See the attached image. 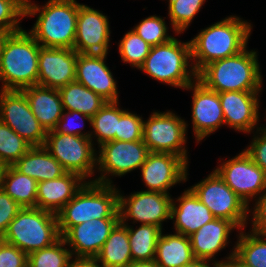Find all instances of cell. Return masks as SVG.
Returning a JSON list of instances; mask_svg holds the SVG:
<instances>
[{
	"label": "cell",
	"mask_w": 266,
	"mask_h": 267,
	"mask_svg": "<svg viewBox=\"0 0 266 267\" xmlns=\"http://www.w3.org/2000/svg\"><path fill=\"white\" fill-rule=\"evenodd\" d=\"M188 164L171 153L149 152L141 166V177L147 191L169 194L168 190L177 183L187 180Z\"/></svg>",
	"instance_id": "9a60e30c"
},
{
	"label": "cell",
	"mask_w": 266,
	"mask_h": 267,
	"mask_svg": "<svg viewBox=\"0 0 266 267\" xmlns=\"http://www.w3.org/2000/svg\"><path fill=\"white\" fill-rule=\"evenodd\" d=\"M79 6L76 0H49L42 7L25 0V16L39 13L29 33L42 47L74 49Z\"/></svg>",
	"instance_id": "7a4b0ae2"
},
{
	"label": "cell",
	"mask_w": 266,
	"mask_h": 267,
	"mask_svg": "<svg viewBox=\"0 0 266 267\" xmlns=\"http://www.w3.org/2000/svg\"><path fill=\"white\" fill-rule=\"evenodd\" d=\"M172 198L169 194L155 191L134 192L127 198L119 193V218L126 224L128 218L133 222L153 224L162 229L164 220H171Z\"/></svg>",
	"instance_id": "5bb4252c"
},
{
	"label": "cell",
	"mask_w": 266,
	"mask_h": 267,
	"mask_svg": "<svg viewBox=\"0 0 266 267\" xmlns=\"http://www.w3.org/2000/svg\"><path fill=\"white\" fill-rule=\"evenodd\" d=\"M0 267H28V254L0 239Z\"/></svg>",
	"instance_id": "60d3db41"
},
{
	"label": "cell",
	"mask_w": 266,
	"mask_h": 267,
	"mask_svg": "<svg viewBox=\"0 0 266 267\" xmlns=\"http://www.w3.org/2000/svg\"><path fill=\"white\" fill-rule=\"evenodd\" d=\"M251 24L236 16L201 30L191 43V63L198 73L208 63L234 56L247 48Z\"/></svg>",
	"instance_id": "6da1fadb"
},
{
	"label": "cell",
	"mask_w": 266,
	"mask_h": 267,
	"mask_svg": "<svg viewBox=\"0 0 266 267\" xmlns=\"http://www.w3.org/2000/svg\"><path fill=\"white\" fill-rule=\"evenodd\" d=\"M22 91L29 101L32 113L46 132L54 130L64 111L59 90L33 85Z\"/></svg>",
	"instance_id": "d4e9b609"
},
{
	"label": "cell",
	"mask_w": 266,
	"mask_h": 267,
	"mask_svg": "<svg viewBox=\"0 0 266 267\" xmlns=\"http://www.w3.org/2000/svg\"><path fill=\"white\" fill-rule=\"evenodd\" d=\"M110 28L107 16L80 4L74 50L79 54H108Z\"/></svg>",
	"instance_id": "2e32d148"
},
{
	"label": "cell",
	"mask_w": 266,
	"mask_h": 267,
	"mask_svg": "<svg viewBox=\"0 0 266 267\" xmlns=\"http://www.w3.org/2000/svg\"><path fill=\"white\" fill-rule=\"evenodd\" d=\"M151 45L144 41L133 30L127 32L119 43V53L122 61L140 68L149 55Z\"/></svg>",
	"instance_id": "8d00e7d4"
},
{
	"label": "cell",
	"mask_w": 266,
	"mask_h": 267,
	"mask_svg": "<svg viewBox=\"0 0 266 267\" xmlns=\"http://www.w3.org/2000/svg\"><path fill=\"white\" fill-rule=\"evenodd\" d=\"M259 91L219 92L225 124L240 132H251L259 120Z\"/></svg>",
	"instance_id": "44dd1931"
},
{
	"label": "cell",
	"mask_w": 266,
	"mask_h": 267,
	"mask_svg": "<svg viewBox=\"0 0 266 267\" xmlns=\"http://www.w3.org/2000/svg\"><path fill=\"white\" fill-rule=\"evenodd\" d=\"M32 147L8 125L0 121V164L13 166Z\"/></svg>",
	"instance_id": "e575fe53"
},
{
	"label": "cell",
	"mask_w": 266,
	"mask_h": 267,
	"mask_svg": "<svg viewBox=\"0 0 266 267\" xmlns=\"http://www.w3.org/2000/svg\"><path fill=\"white\" fill-rule=\"evenodd\" d=\"M10 33L8 32H4L0 30V60H1V55H2V50H3V46L4 43L6 41V37L9 35Z\"/></svg>",
	"instance_id": "f907efd6"
},
{
	"label": "cell",
	"mask_w": 266,
	"mask_h": 267,
	"mask_svg": "<svg viewBox=\"0 0 266 267\" xmlns=\"http://www.w3.org/2000/svg\"><path fill=\"white\" fill-rule=\"evenodd\" d=\"M13 167L37 182L59 178L66 173L44 146H32Z\"/></svg>",
	"instance_id": "484cf974"
},
{
	"label": "cell",
	"mask_w": 266,
	"mask_h": 267,
	"mask_svg": "<svg viewBox=\"0 0 266 267\" xmlns=\"http://www.w3.org/2000/svg\"><path fill=\"white\" fill-rule=\"evenodd\" d=\"M189 60L190 41L182 43L173 37L166 43L151 46L149 55L139 69L155 80L185 89L197 79V73L193 65H189Z\"/></svg>",
	"instance_id": "8992f818"
},
{
	"label": "cell",
	"mask_w": 266,
	"mask_h": 267,
	"mask_svg": "<svg viewBox=\"0 0 266 267\" xmlns=\"http://www.w3.org/2000/svg\"><path fill=\"white\" fill-rule=\"evenodd\" d=\"M178 203L172 200L171 219L174 220L175 232L190 236L203 225L215 219L211 211L203 204L191 189L184 191L177 198ZM177 204V205H176Z\"/></svg>",
	"instance_id": "603a6c76"
},
{
	"label": "cell",
	"mask_w": 266,
	"mask_h": 267,
	"mask_svg": "<svg viewBox=\"0 0 266 267\" xmlns=\"http://www.w3.org/2000/svg\"><path fill=\"white\" fill-rule=\"evenodd\" d=\"M38 182L17 171L13 166H5L1 177V188L22 208L36 207Z\"/></svg>",
	"instance_id": "f546056e"
},
{
	"label": "cell",
	"mask_w": 266,
	"mask_h": 267,
	"mask_svg": "<svg viewBox=\"0 0 266 267\" xmlns=\"http://www.w3.org/2000/svg\"><path fill=\"white\" fill-rule=\"evenodd\" d=\"M92 141L87 137L52 130L47 132L44 147L66 172L76 173L86 180L94 174L93 169L97 165V153Z\"/></svg>",
	"instance_id": "9c48e42d"
},
{
	"label": "cell",
	"mask_w": 266,
	"mask_h": 267,
	"mask_svg": "<svg viewBox=\"0 0 266 267\" xmlns=\"http://www.w3.org/2000/svg\"><path fill=\"white\" fill-rule=\"evenodd\" d=\"M185 89L193 90L192 124L197 143L225 124L219 94L197 79Z\"/></svg>",
	"instance_id": "d6986e66"
},
{
	"label": "cell",
	"mask_w": 266,
	"mask_h": 267,
	"mask_svg": "<svg viewBox=\"0 0 266 267\" xmlns=\"http://www.w3.org/2000/svg\"><path fill=\"white\" fill-rule=\"evenodd\" d=\"M69 267H106L101 264L96 258H75L71 261Z\"/></svg>",
	"instance_id": "bcb514c9"
},
{
	"label": "cell",
	"mask_w": 266,
	"mask_h": 267,
	"mask_svg": "<svg viewBox=\"0 0 266 267\" xmlns=\"http://www.w3.org/2000/svg\"><path fill=\"white\" fill-rule=\"evenodd\" d=\"M120 218L85 221L69 228L61 237L71 247L75 258H95Z\"/></svg>",
	"instance_id": "e0dca14e"
},
{
	"label": "cell",
	"mask_w": 266,
	"mask_h": 267,
	"mask_svg": "<svg viewBox=\"0 0 266 267\" xmlns=\"http://www.w3.org/2000/svg\"><path fill=\"white\" fill-rule=\"evenodd\" d=\"M167 29L165 20L154 15L143 19L132 30L148 44L156 46L173 38L167 34Z\"/></svg>",
	"instance_id": "74e56055"
},
{
	"label": "cell",
	"mask_w": 266,
	"mask_h": 267,
	"mask_svg": "<svg viewBox=\"0 0 266 267\" xmlns=\"http://www.w3.org/2000/svg\"><path fill=\"white\" fill-rule=\"evenodd\" d=\"M57 214L40 208H22L0 238L29 254L60 238Z\"/></svg>",
	"instance_id": "52a82bcc"
},
{
	"label": "cell",
	"mask_w": 266,
	"mask_h": 267,
	"mask_svg": "<svg viewBox=\"0 0 266 267\" xmlns=\"http://www.w3.org/2000/svg\"><path fill=\"white\" fill-rule=\"evenodd\" d=\"M126 267H158L154 260L150 261H132Z\"/></svg>",
	"instance_id": "c3c4849f"
},
{
	"label": "cell",
	"mask_w": 266,
	"mask_h": 267,
	"mask_svg": "<svg viewBox=\"0 0 266 267\" xmlns=\"http://www.w3.org/2000/svg\"><path fill=\"white\" fill-rule=\"evenodd\" d=\"M107 54L77 55L75 81L86 86L107 102L118 101L117 82L105 64Z\"/></svg>",
	"instance_id": "ffe728a7"
},
{
	"label": "cell",
	"mask_w": 266,
	"mask_h": 267,
	"mask_svg": "<svg viewBox=\"0 0 266 267\" xmlns=\"http://www.w3.org/2000/svg\"><path fill=\"white\" fill-rule=\"evenodd\" d=\"M235 251H232L231 254L226 258L228 260L214 261L213 263L217 264L218 267H247L235 256Z\"/></svg>",
	"instance_id": "7dc6e473"
},
{
	"label": "cell",
	"mask_w": 266,
	"mask_h": 267,
	"mask_svg": "<svg viewBox=\"0 0 266 267\" xmlns=\"http://www.w3.org/2000/svg\"><path fill=\"white\" fill-rule=\"evenodd\" d=\"M128 238L133 261H150L155 259L156 246L162 229L153 224H141L133 229L128 224Z\"/></svg>",
	"instance_id": "4dcf8cb0"
},
{
	"label": "cell",
	"mask_w": 266,
	"mask_h": 267,
	"mask_svg": "<svg viewBox=\"0 0 266 267\" xmlns=\"http://www.w3.org/2000/svg\"><path fill=\"white\" fill-rule=\"evenodd\" d=\"M76 117H80L83 120L86 119L90 125H91V118L87 115L81 114L78 111H67L66 113L63 111V114L61 116V118L58 120L57 126L55 127V131L60 133V134H69V135H75V136H83V137H87L91 139V133H82L81 129L82 126L80 128L75 127L77 125L74 126L73 124V118ZM71 119V121H70ZM81 119V120H82ZM75 120V119H74ZM84 127V125H83Z\"/></svg>",
	"instance_id": "7bdbcfd3"
},
{
	"label": "cell",
	"mask_w": 266,
	"mask_h": 267,
	"mask_svg": "<svg viewBox=\"0 0 266 267\" xmlns=\"http://www.w3.org/2000/svg\"><path fill=\"white\" fill-rule=\"evenodd\" d=\"M64 111H78L92 118L107 102L101 96L77 81L59 89Z\"/></svg>",
	"instance_id": "f1b7e54d"
},
{
	"label": "cell",
	"mask_w": 266,
	"mask_h": 267,
	"mask_svg": "<svg viewBox=\"0 0 266 267\" xmlns=\"http://www.w3.org/2000/svg\"><path fill=\"white\" fill-rule=\"evenodd\" d=\"M205 0H169V17L176 34L183 33L200 11Z\"/></svg>",
	"instance_id": "d590c367"
},
{
	"label": "cell",
	"mask_w": 266,
	"mask_h": 267,
	"mask_svg": "<svg viewBox=\"0 0 266 267\" xmlns=\"http://www.w3.org/2000/svg\"><path fill=\"white\" fill-rule=\"evenodd\" d=\"M117 102H106L105 105L91 118L94 137H97L98 146L114 141L118 127V119L126 111L118 107Z\"/></svg>",
	"instance_id": "d6a6232c"
},
{
	"label": "cell",
	"mask_w": 266,
	"mask_h": 267,
	"mask_svg": "<svg viewBox=\"0 0 266 267\" xmlns=\"http://www.w3.org/2000/svg\"><path fill=\"white\" fill-rule=\"evenodd\" d=\"M41 45L25 30L6 37L0 60L2 90H22L37 85Z\"/></svg>",
	"instance_id": "5b68a950"
},
{
	"label": "cell",
	"mask_w": 266,
	"mask_h": 267,
	"mask_svg": "<svg viewBox=\"0 0 266 267\" xmlns=\"http://www.w3.org/2000/svg\"><path fill=\"white\" fill-rule=\"evenodd\" d=\"M60 237L52 245L28 254V267H69L73 256Z\"/></svg>",
	"instance_id": "836d02e7"
},
{
	"label": "cell",
	"mask_w": 266,
	"mask_h": 267,
	"mask_svg": "<svg viewBox=\"0 0 266 267\" xmlns=\"http://www.w3.org/2000/svg\"><path fill=\"white\" fill-rule=\"evenodd\" d=\"M213 266H210L209 261L203 259H194L191 263L185 267H218L217 264L213 263Z\"/></svg>",
	"instance_id": "681fc988"
},
{
	"label": "cell",
	"mask_w": 266,
	"mask_h": 267,
	"mask_svg": "<svg viewBox=\"0 0 266 267\" xmlns=\"http://www.w3.org/2000/svg\"><path fill=\"white\" fill-rule=\"evenodd\" d=\"M262 193L252 212V231L266 237V189Z\"/></svg>",
	"instance_id": "f6af8a7d"
},
{
	"label": "cell",
	"mask_w": 266,
	"mask_h": 267,
	"mask_svg": "<svg viewBox=\"0 0 266 267\" xmlns=\"http://www.w3.org/2000/svg\"><path fill=\"white\" fill-rule=\"evenodd\" d=\"M237 228L231 221L215 218L189 236L195 259L211 261L229 243L230 232Z\"/></svg>",
	"instance_id": "cb8c5ba5"
},
{
	"label": "cell",
	"mask_w": 266,
	"mask_h": 267,
	"mask_svg": "<svg viewBox=\"0 0 266 267\" xmlns=\"http://www.w3.org/2000/svg\"><path fill=\"white\" fill-rule=\"evenodd\" d=\"M4 166L0 164V188H1V177L3 173Z\"/></svg>",
	"instance_id": "816d5d0a"
},
{
	"label": "cell",
	"mask_w": 266,
	"mask_h": 267,
	"mask_svg": "<svg viewBox=\"0 0 266 267\" xmlns=\"http://www.w3.org/2000/svg\"><path fill=\"white\" fill-rule=\"evenodd\" d=\"M144 120L137 114L125 111L118 119V127L114 140L140 141L143 140Z\"/></svg>",
	"instance_id": "ab89813d"
},
{
	"label": "cell",
	"mask_w": 266,
	"mask_h": 267,
	"mask_svg": "<svg viewBox=\"0 0 266 267\" xmlns=\"http://www.w3.org/2000/svg\"><path fill=\"white\" fill-rule=\"evenodd\" d=\"M0 121L32 146H44L47 132L32 113L22 90H0Z\"/></svg>",
	"instance_id": "8fae6325"
},
{
	"label": "cell",
	"mask_w": 266,
	"mask_h": 267,
	"mask_svg": "<svg viewBox=\"0 0 266 267\" xmlns=\"http://www.w3.org/2000/svg\"><path fill=\"white\" fill-rule=\"evenodd\" d=\"M97 165L100 172L99 178L92 182L100 184H112V180L106 177L123 176L128 172L141 168L146 160L149 150L143 140L140 141H109L99 146Z\"/></svg>",
	"instance_id": "7c38bea8"
},
{
	"label": "cell",
	"mask_w": 266,
	"mask_h": 267,
	"mask_svg": "<svg viewBox=\"0 0 266 267\" xmlns=\"http://www.w3.org/2000/svg\"><path fill=\"white\" fill-rule=\"evenodd\" d=\"M95 258L106 267H126L133 261L125 224L119 221L115 225Z\"/></svg>",
	"instance_id": "83f0119b"
},
{
	"label": "cell",
	"mask_w": 266,
	"mask_h": 267,
	"mask_svg": "<svg viewBox=\"0 0 266 267\" xmlns=\"http://www.w3.org/2000/svg\"><path fill=\"white\" fill-rule=\"evenodd\" d=\"M22 207L0 188V238Z\"/></svg>",
	"instance_id": "b9f144b4"
},
{
	"label": "cell",
	"mask_w": 266,
	"mask_h": 267,
	"mask_svg": "<svg viewBox=\"0 0 266 267\" xmlns=\"http://www.w3.org/2000/svg\"><path fill=\"white\" fill-rule=\"evenodd\" d=\"M80 175L66 172L59 178L38 182L36 207L57 214L87 182Z\"/></svg>",
	"instance_id": "7402d4cb"
},
{
	"label": "cell",
	"mask_w": 266,
	"mask_h": 267,
	"mask_svg": "<svg viewBox=\"0 0 266 267\" xmlns=\"http://www.w3.org/2000/svg\"><path fill=\"white\" fill-rule=\"evenodd\" d=\"M186 122L172 113L153 112L144 120L143 141L149 152L171 153L180 156L187 164Z\"/></svg>",
	"instance_id": "30bf717a"
},
{
	"label": "cell",
	"mask_w": 266,
	"mask_h": 267,
	"mask_svg": "<svg viewBox=\"0 0 266 267\" xmlns=\"http://www.w3.org/2000/svg\"><path fill=\"white\" fill-rule=\"evenodd\" d=\"M77 55L74 49L41 46L37 85L59 89L75 81Z\"/></svg>",
	"instance_id": "ac0fdd59"
},
{
	"label": "cell",
	"mask_w": 266,
	"mask_h": 267,
	"mask_svg": "<svg viewBox=\"0 0 266 267\" xmlns=\"http://www.w3.org/2000/svg\"><path fill=\"white\" fill-rule=\"evenodd\" d=\"M258 131L260 135L254 136L251 145L244 151L266 172V130L257 127Z\"/></svg>",
	"instance_id": "ee69618b"
},
{
	"label": "cell",
	"mask_w": 266,
	"mask_h": 267,
	"mask_svg": "<svg viewBox=\"0 0 266 267\" xmlns=\"http://www.w3.org/2000/svg\"><path fill=\"white\" fill-rule=\"evenodd\" d=\"M22 17H25V0H0L1 31L14 33L22 30L18 25Z\"/></svg>",
	"instance_id": "f35d334b"
},
{
	"label": "cell",
	"mask_w": 266,
	"mask_h": 267,
	"mask_svg": "<svg viewBox=\"0 0 266 267\" xmlns=\"http://www.w3.org/2000/svg\"><path fill=\"white\" fill-rule=\"evenodd\" d=\"M240 231L234 256L247 267H266V237L252 230L250 234Z\"/></svg>",
	"instance_id": "1f68e13d"
},
{
	"label": "cell",
	"mask_w": 266,
	"mask_h": 267,
	"mask_svg": "<svg viewBox=\"0 0 266 267\" xmlns=\"http://www.w3.org/2000/svg\"><path fill=\"white\" fill-rule=\"evenodd\" d=\"M215 218L231 221L237 229L247 225L249 206L213 170L190 188Z\"/></svg>",
	"instance_id": "ba28073f"
},
{
	"label": "cell",
	"mask_w": 266,
	"mask_h": 267,
	"mask_svg": "<svg viewBox=\"0 0 266 267\" xmlns=\"http://www.w3.org/2000/svg\"><path fill=\"white\" fill-rule=\"evenodd\" d=\"M195 259L190 238L183 234L159 236L156 246L155 263L158 267H185Z\"/></svg>",
	"instance_id": "4316f807"
},
{
	"label": "cell",
	"mask_w": 266,
	"mask_h": 267,
	"mask_svg": "<svg viewBox=\"0 0 266 267\" xmlns=\"http://www.w3.org/2000/svg\"><path fill=\"white\" fill-rule=\"evenodd\" d=\"M215 171L247 206L251 198L266 189V172L245 151L223 162Z\"/></svg>",
	"instance_id": "4fadbf2b"
},
{
	"label": "cell",
	"mask_w": 266,
	"mask_h": 267,
	"mask_svg": "<svg viewBox=\"0 0 266 267\" xmlns=\"http://www.w3.org/2000/svg\"><path fill=\"white\" fill-rule=\"evenodd\" d=\"M197 80L209 90L260 91L262 76L257 60V52L246 48L240 53L218 59L205 65L198 73Z\"/></svg>",
	"instance_id": "3957f363"
},
{
	"label": "cell",
	"mask_w": 266,
	"mask_h": 267,
	"mask_svg": "<svg viewBox=\"0 0 266 267\" xmlns=\"http://www.w3.org/2000/svg\"><path fill=\"white\" fill-rule=\"evenodd\" d=\"M119 192L113 184L86 182L57 213L60 236L85 221L119 218Z\"/></svg>",
	"instance_id": "277c9868"
}]
</instances>
